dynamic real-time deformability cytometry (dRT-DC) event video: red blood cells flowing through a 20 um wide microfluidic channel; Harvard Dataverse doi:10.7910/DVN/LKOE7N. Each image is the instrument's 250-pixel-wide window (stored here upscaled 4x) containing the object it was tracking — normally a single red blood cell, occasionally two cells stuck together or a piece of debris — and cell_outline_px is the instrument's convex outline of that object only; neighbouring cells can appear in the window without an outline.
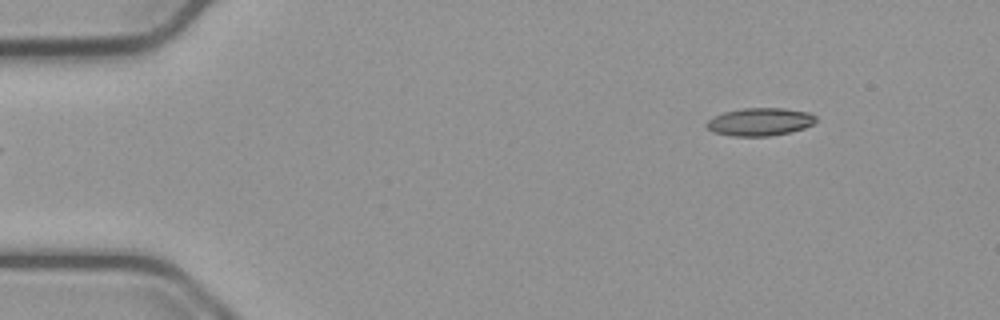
{"species": "common noctule bat (a hibernating species)", "species_latin": "Nyctalus noctula", "temperature_condition": "cold", "stored_images_in_passage": 49, "camera_frame_rate_fps": 3000, "um_per_image_px": 0.085, "animal": {"sex": "male", "body_mass_g": 23.1, "forearm_length_mm": 52.7}, "frame": {"image": 1, "passage_image": 1, "time_ms": 0.0, "image_size_px": [1000, 320], "cell_outline_px": [[816, 120], [812, 124], [804, 128], [788, 132], [768, 136], [732, 136], [712, 132], [704, 124], [712, 116], [724, 112], [744, 108], [784, 108], [808, 112], [816, 116]], "centroid_in_image_um": [64.55, 10.35], "position_along_channel_um": 20.4, "area_um2": 17.74}}
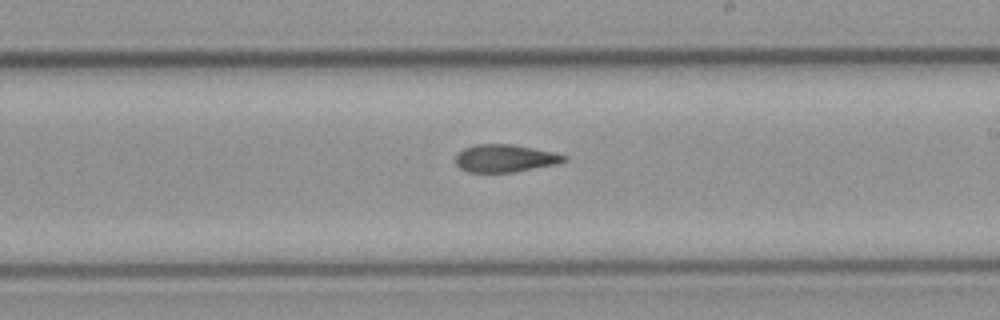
{"frame": {"image": 2, "passage_image": 26, "time_ms": 8.333, "image_size_px": [1000, 320], "cell_outline_px": [[568, 156], [564, 160], [556, 164], [512, 172], [468, 172], [460, 168], [456, 164], [456, 152], [464, 148], [476, 144], [512, 144], [556, 152]], "centroid_in_image_um": [42.9, 13.44], "position_along_channel_um": 246.1, "area_um2": 17.46}}
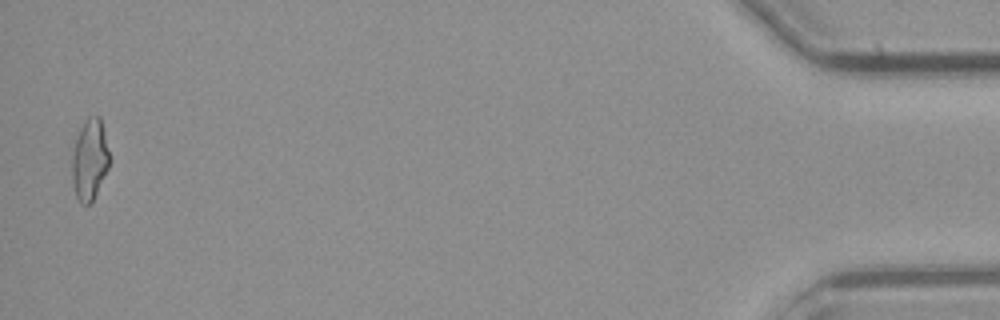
{"frame": {"image": 3, "passage_image": 48, "time_ms": 15.667, "image_size_px": [1000, 320], "cell_outline_px": [[112, 160], [92, 200], [88, 204], [80, 204], [76, 196], [72, 180], [72, 156], [76, 140], [80, 128], [84, 120], [88, 116], [100, 116]], "centroid_in_image_um": [7.64, 13.53], "position_along_channel_um": 427.6, "area_um2": 17.69}, "authors_computed_cell_mechanics": {"area_um2": 17.8024, "velocity_mm_per_s": 3.7807, "shape_relaxation_time_tau1_ms": null, "shape_relaxation_time_tau2_ms": 4.163, "deformation_change_tau1": null, "deformation_change_tau2": 0.1263}}